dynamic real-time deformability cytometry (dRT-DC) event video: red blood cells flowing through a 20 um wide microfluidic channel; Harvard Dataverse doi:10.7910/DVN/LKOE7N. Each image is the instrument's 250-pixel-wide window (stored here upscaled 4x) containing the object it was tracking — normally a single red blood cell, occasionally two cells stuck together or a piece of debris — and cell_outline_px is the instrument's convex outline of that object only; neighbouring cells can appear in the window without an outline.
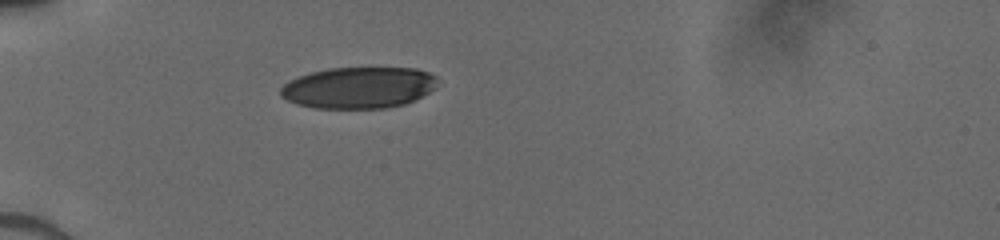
{"species": "human", "species_latin": "Homo sapiens", "temperature_condition": "cold", "stored_images_in_passage": 35, "camera_frame_rate_fps": 3000, "um_per_image_px": 0.085, "donor": {"sex": "male"}, "frame": {"image": 1, "passage_image": 1, "time_ms": 0.0, "image_size_px": [1000, 240], "cell_outline_px": [[436, 88], [416, 100], [404, 104], [384, 108], [316, 108], [296, 104], [280, 96], [280, 88], [288, 80], [312, 72], [328, 68], [416, 68], [428, 72], [436, 76]], "centroid_in_image_um": [30.49, 7.45], "position_along_channel_um": 54.5, "area_um2": 37.97}}
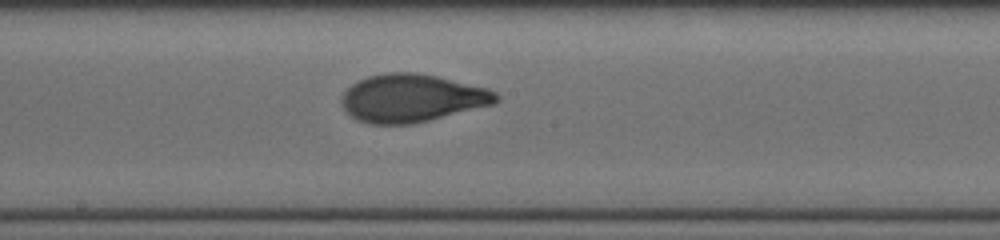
{"frame": {"image": 2, "passage_image": 14, "time_ms": 4.333, "image_size_px": [1000, 240], "cell_outline_px": [[500, 100], [496, 104], [412, 124], [368, 124], [356, 120], [344, 108], [340, 100], [344, 92], [352, 84], [368, 76], [388, 72], [416, 72], [436, 76], [488, 88], [496, 92], [500, 96]], "centroid_in_image_um": [35.04, 8.34], "position_along_channel_um": 213.2, "area_um2": 43.23}}
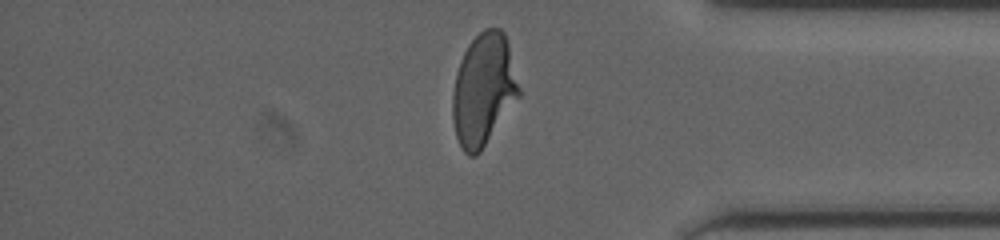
{"frame": {"image": 3, "passage_image": 28, "time_ms": 9.0, "image_size_px": [1000, 240], "cell_outline_px": [[520, 96], [480, 152], [476, 156], [468, 156], [464, 152], [456, 136], [452, 120], [452, 96], [456, 72], [460, 60], [468, 44], [484, 28], [500, 28], [504, 32], [508, 44], [520, 88]], "centroid_in_image_um": [41.09, 7.63], "position_along_channel_um": 394.1, "area_um2": 43.35}}